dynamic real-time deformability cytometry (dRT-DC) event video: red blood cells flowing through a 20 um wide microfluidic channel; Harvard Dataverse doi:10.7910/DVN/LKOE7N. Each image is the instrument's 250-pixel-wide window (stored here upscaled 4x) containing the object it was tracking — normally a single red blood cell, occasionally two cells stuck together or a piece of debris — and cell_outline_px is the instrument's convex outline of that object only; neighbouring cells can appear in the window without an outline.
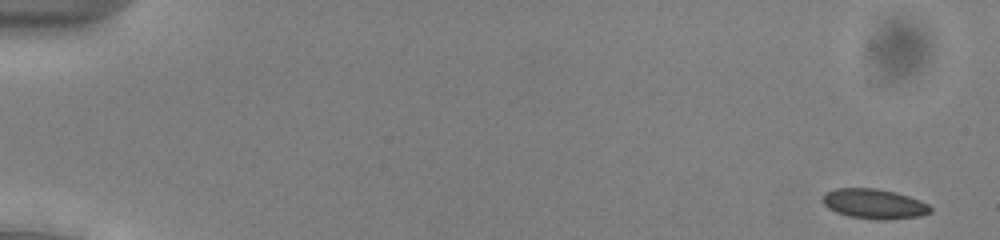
{"species": "common noctule bat (a hibernating species)", "species_latin": "Nyctalus noctula", "temperature_condition": "cold", "stored_images_in_passage": 11, "camera_frame_rate_fps": 3000, "um_per_image_px": 0.085, "animal": {"sex": "male", "body_mass_g": 13.0, "forearm_length_mm": 53.1}, "frame": {"image": 1, "passage_image": 1, "time_ms": 0.0, "image_size_px": [1000, 240], "cell_outline_px": [[932, 212], [920, 216], [888, 220], [880, 220], [848, 216], [836, 212], [828, 208], [824, 204], [824, 196], [828, 192], [836, 188], [876, 188], [896, 192], [920, 200], [928, 204], [932, 208]], "centroid_in_image_um": [74.35, 17.33], "position_along_channel_um": 10.6, "area_um2": 18.73}}